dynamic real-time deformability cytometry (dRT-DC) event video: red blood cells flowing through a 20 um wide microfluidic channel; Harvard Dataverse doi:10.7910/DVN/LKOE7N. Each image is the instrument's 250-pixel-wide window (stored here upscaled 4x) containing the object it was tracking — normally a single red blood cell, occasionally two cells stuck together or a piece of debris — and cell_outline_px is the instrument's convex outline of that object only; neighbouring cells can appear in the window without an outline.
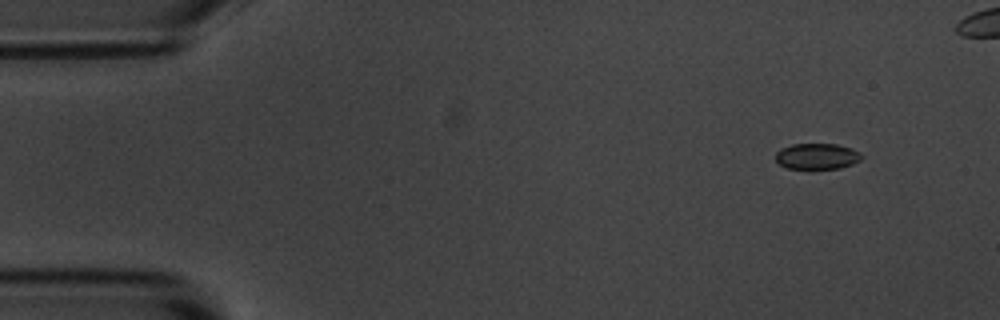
{"species": "common noctule bat (a hibernating species)", "species_latin": "Nyctalus noctula", "temperature_condition": "room temperature", "stored_images_in_passage": 5, "camera_frame_rate_fps": 3000, "um_per_image_px": 0.085, "animal": {"sex": "male", "body_mass_g": 20.1, "forearm_length_mm": 53.5}, "frame": {"image": 1, "passage_image": 1, "time_ms": 0.0, "image_size_px": [1000, 320], "cell_outline_px": [[864, 156], [860, 160], [852, 164], [840, 168], [812, 172], [788, 168], [780, 164], [776, 160], [776, 152], [780, 148], [792, 144], [836, 144], [852, 148], [860, 152]], "centroid_in_image_um": [69.45, 13.33], "position_along_channel_um": 15.6, "area_um2": 13.7}}